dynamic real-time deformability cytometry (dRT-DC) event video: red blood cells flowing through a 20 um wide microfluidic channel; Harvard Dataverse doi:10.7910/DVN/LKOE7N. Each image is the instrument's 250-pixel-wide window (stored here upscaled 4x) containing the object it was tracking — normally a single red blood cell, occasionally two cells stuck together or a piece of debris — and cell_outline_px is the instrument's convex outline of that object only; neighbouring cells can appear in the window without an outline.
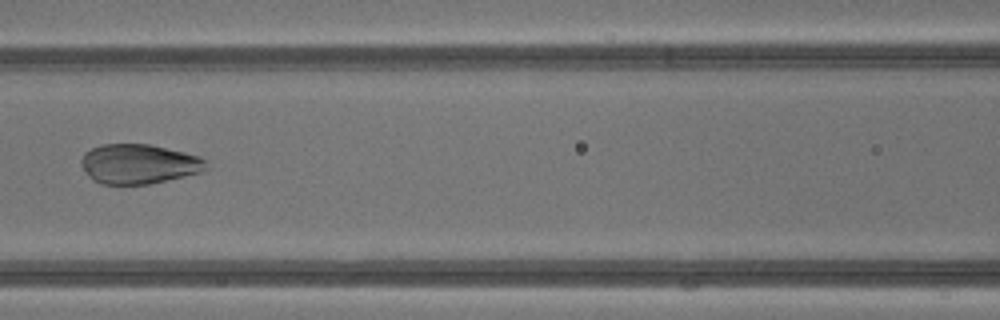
{"species": "common noctule bat (a hibernating species)", "species_latin": "Nyctalus noctula", "temperature_condition": "warm", "stored_images_in_passage": 42, "camera_frame_rate_fps": 3000, "um_per_image_px": 0.085, "animal": {"sex": "male", "body_mass_g": 13.3}, "frame": {"image": 1, "passage_image": 19, "time_ms": 6.0, "image_size_px": [1000, 320], "cell_outline_px": [[208, 168], [200, 172], [184, 176], [148, 184], [100, 184], [92, 180], [88, 176], [80, 164], [80, 160], [84, 152], [92, 148], [104, 144], [152, 144], [200, 156], [208, 160]], "centroid_in_image_um": [11.8, 13.93], "position_along_channel_um": 154.8, "area_um2": 29.13}}
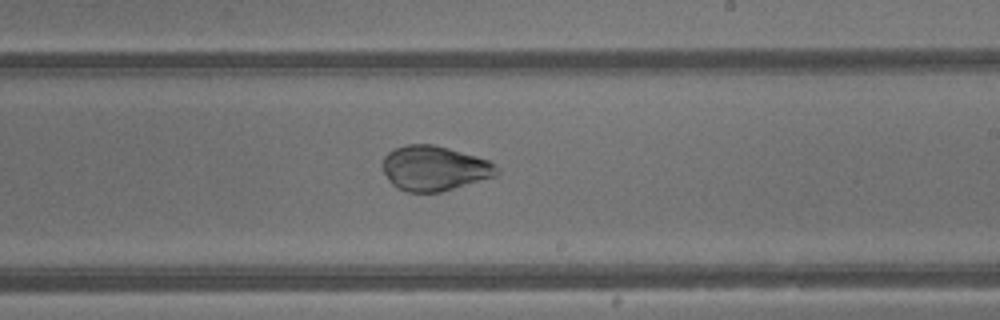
{"frame": {"image": 2, "passage_image": 25, "time_ms": 8.0, "image_size_px": [1000, 320], "cell_outline_px": [[500, 172], [496, 176], [440, 192], [408, 192], [396, 188], [388, 180], [380, 164], [384, 156], [388, 152], [404, 144], [432, 144], [448, 148], [476, 156], [488, 160], [496, 164], [500, 168]], "centroid_in_image_um": [36.91, 14.3], "position_along_channel_um": 252.1, "area_um2": 30.11}}
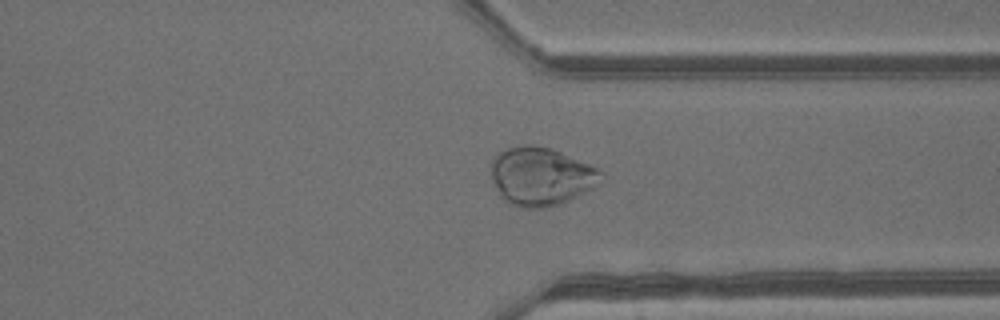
{"frame": {"image": 3, "passage_image": 32, "time_ms": 10.333, "image_size_px": [1000, 320], "cell_outline_px": [[604, 180], [600, 184], [560, 204], [544, 208], [520, 208], [508, 204], [500, 196], [492, 180], [492, 160], [500, 152], [508, 148], [524, 144], [528, 144], [548, 148], [560, 152], [588, 164], [604, 172]], "centroid_in_image_um": [45.99, 15.01], "position_along_channel_um": 365.4, "area_um2": 37.28}}